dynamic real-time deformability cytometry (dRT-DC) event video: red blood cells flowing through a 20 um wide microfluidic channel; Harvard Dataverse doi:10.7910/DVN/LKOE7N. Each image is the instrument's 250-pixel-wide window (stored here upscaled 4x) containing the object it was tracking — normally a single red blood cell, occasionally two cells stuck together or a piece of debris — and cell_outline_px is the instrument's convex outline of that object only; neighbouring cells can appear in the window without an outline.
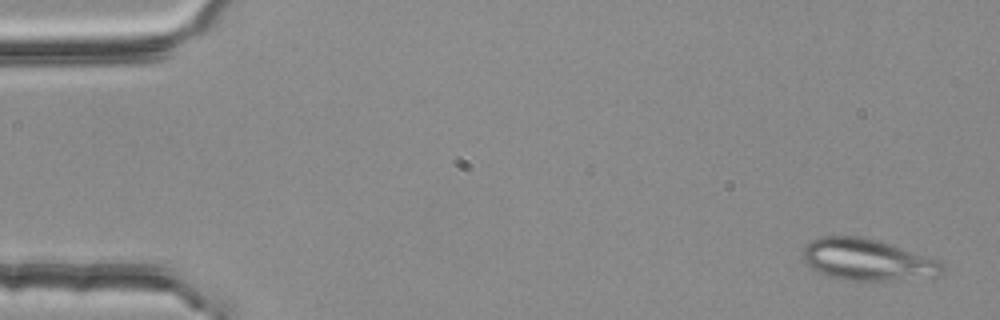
{"species": "common noctule bat (a hibernating species)", "species_latin": "Nyctalus noctula", "temperature_condition": "room temperature", "stored_images_in_passage": 2, "segment_of_instrument_passage": [2, 2], "camera_frame_rate_fps": 3000, "um_per_image_px": 0.085, "animal": {"sex": "female", "body_mass_g": 25.1}, "frame": {"image": 1, "passage_image": 2, "time_ms": 0.333, "image_size_px": [1000, 320], "cell_outline_px": [[944, 268], [940, 276], [900, 280], [848, 280], [828, 276], [812, 268], [800, 256], [804, 248], [812, 240], [820, 236], [868, 236], [940, 260], [944, 264]], "centroid_in_image_um": [73.77, 22.06], "position_along_channel_um": 11.2, "area_um2": 34.16}}